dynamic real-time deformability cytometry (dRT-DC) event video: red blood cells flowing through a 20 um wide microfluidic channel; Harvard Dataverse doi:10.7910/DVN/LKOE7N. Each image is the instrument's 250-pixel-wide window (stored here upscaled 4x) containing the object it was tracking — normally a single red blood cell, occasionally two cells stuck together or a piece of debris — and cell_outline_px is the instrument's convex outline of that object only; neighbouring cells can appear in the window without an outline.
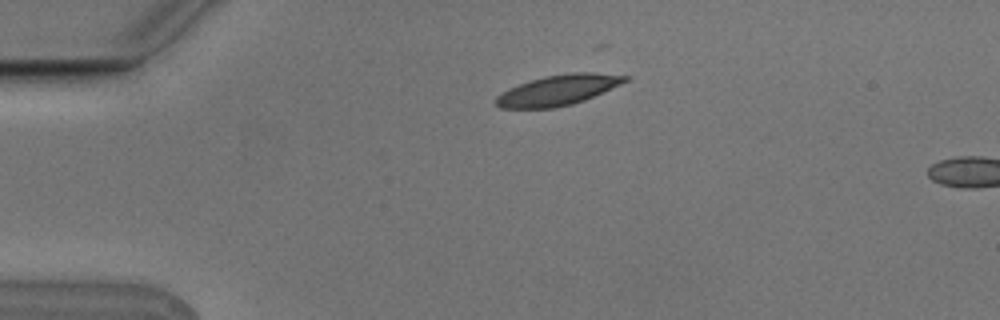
{"species": "Egyptian fruit bat (a non-hibernating species)", "species_latin": "Rousettus aegyptiacus", "temperature_condition": "cold", "stored_images_in_passage": 2, "segment_of_instrument_passage": [1, 2], "camera_frame_rate_fps": 3000, "um_per_image_px": 0.085, "animal": {"sex": "male"}, "frame": {"image": 1, "passage_image": 1, "time_ms": 0.0, "image_size_px": [1000, 320], "cell_outline_px": [[632, 76], [628, 80], [620, 84], [584, 100], [572, 104], [556, 108], [500, 108], [492, 100], [500, 92], [508, 88], [544, 76], [568, 72], [596, 72]], "centroid_in_image_um": [47.41, 7.65], "position_along_channel_um": 37.6, "area_um2": 23.0}}